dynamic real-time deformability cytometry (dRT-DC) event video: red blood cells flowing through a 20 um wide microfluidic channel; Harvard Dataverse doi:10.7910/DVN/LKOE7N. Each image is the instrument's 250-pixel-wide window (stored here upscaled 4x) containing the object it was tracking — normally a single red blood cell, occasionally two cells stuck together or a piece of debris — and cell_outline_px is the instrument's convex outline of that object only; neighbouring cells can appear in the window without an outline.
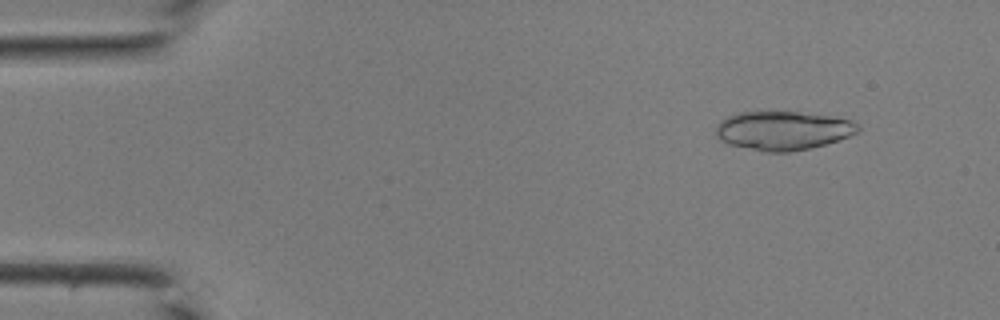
{"species": "common noctule bat (a hibernating species)", "species_latin": "Nyctalus noctula", "temperature_condition": "room temperature", "stored_images_in_passage": 14, "camera_frame_rate_fps": 3000, "um_per_image_px": 0.085, "animal": {"sex": "male", "body_mass_g": 19.0, "forearm_length_mm": 50.8}, "frame": {"image": 1, "passage_image": 5, "time_ms": 1.333, "image_size_px": [1000, 320], "cell_outline_px": [[860, 132], [824, 144], [808, 148], [788, 152], [764, 152], [732, 144], [720, 140], [716, 136], [716, 124], [720, 120], [736, 112], [796, 112], [828, 116], [852, 120], [860, 128]], "centroid_in_image_um": [66.52, 11.09], "position_along_channel_um": 18.5, "area_um2": 31.85}}